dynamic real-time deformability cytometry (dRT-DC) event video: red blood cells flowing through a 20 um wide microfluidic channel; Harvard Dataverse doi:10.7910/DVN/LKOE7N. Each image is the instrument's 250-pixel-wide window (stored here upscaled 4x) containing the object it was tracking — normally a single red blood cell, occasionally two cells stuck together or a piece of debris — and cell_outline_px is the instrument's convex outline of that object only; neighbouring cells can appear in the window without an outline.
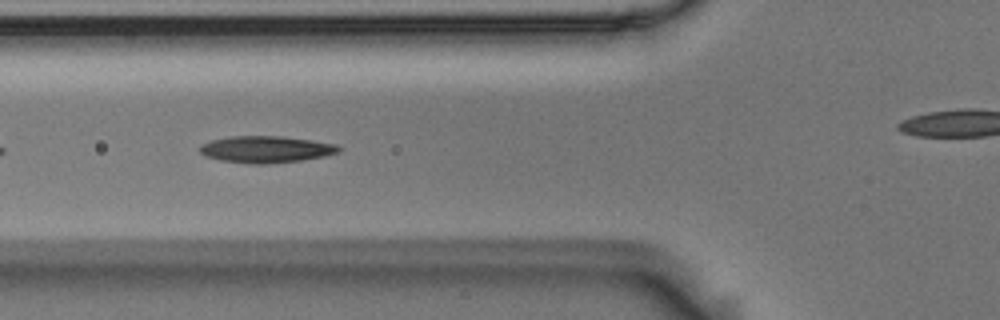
{"species": "Egyptian fruit bat (a non-hibernating species)", "species_latin": "Rousettus aegyptiacus", "temperature_condition": "room temperature", "stored_images_in_passage": 13, "camera_frame_rate_fps": 3000, "um_per_image_px": 0.085, "animal": {"sex": "male"}, "frame": {"image": 1, "passage_image": 4, "time_ms": 1.0, "image_size_px": [1000, 320], "cell_outline_px": [[344, 148], [340, 152], [324, 156], [300, 160], [264, 164], [248, 164], [220, 160], [204, 156], [200, 152], [200, 144], [212, 140], [228, 136], [280, 136], [312, 140], [336, 144]], "centroid_in_image_um": [22.61, 12.69], "position_along_channel_um": 103.2, "area_um2": 21.79}}
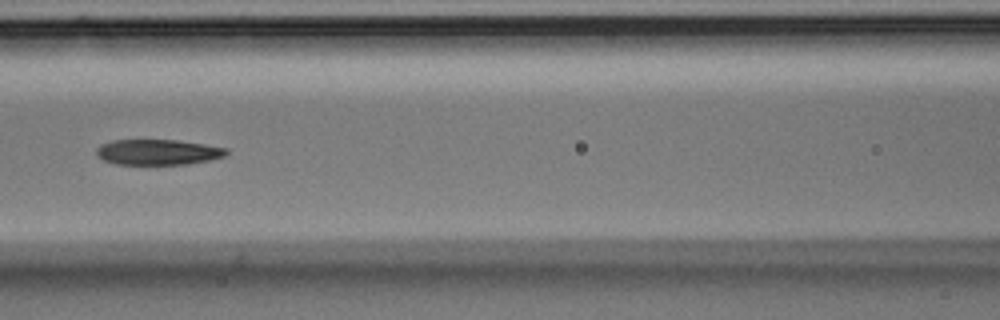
{"frame": {"image": 2, "passage_image": 8, "time_ms": 2.333, "image_size_px": [1000, 320], "cell_outline_px": [[228, 152], [224, 156], [208, 160], [188, 164], [116, 164], [104, 160], [96, 156], [96, 148], [100, 144], [112, 140], [176, 140], [204, 144], [228, 148]], "centroid_in_image_um": [13.39, 12.92], "position_along_channel_um": 153.2, "area_um2": 19.31}}
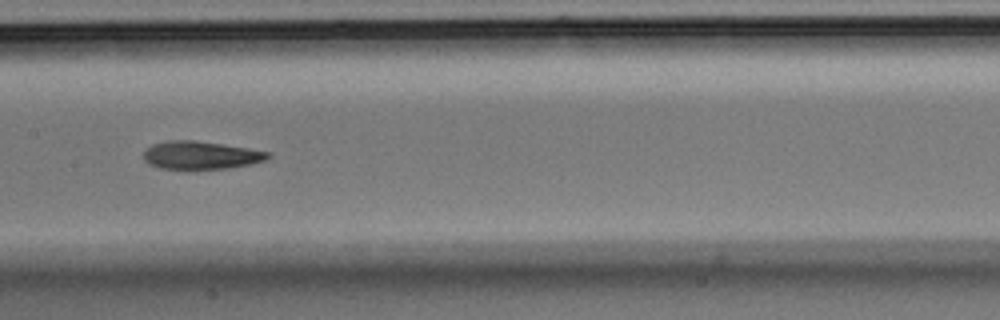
{"frame": {"image": 3, "passage_image": 11, "time_ms": 3.333, "image_size_px": [1000, 320], "cell_outline_px": [[272, 156], [264, 160], [252, 164], [228, 168], [192, 172], [188, 172], [160, 168], [148, 164], [144, 160], [144, 152], [152, 144], [168, 140], [196, 140], [248, 148], [272, 152]], "centroid_in_image_um": [17.06, 13.24], "position_along_channel_um": 190.3, "area_um2": 21.21}}